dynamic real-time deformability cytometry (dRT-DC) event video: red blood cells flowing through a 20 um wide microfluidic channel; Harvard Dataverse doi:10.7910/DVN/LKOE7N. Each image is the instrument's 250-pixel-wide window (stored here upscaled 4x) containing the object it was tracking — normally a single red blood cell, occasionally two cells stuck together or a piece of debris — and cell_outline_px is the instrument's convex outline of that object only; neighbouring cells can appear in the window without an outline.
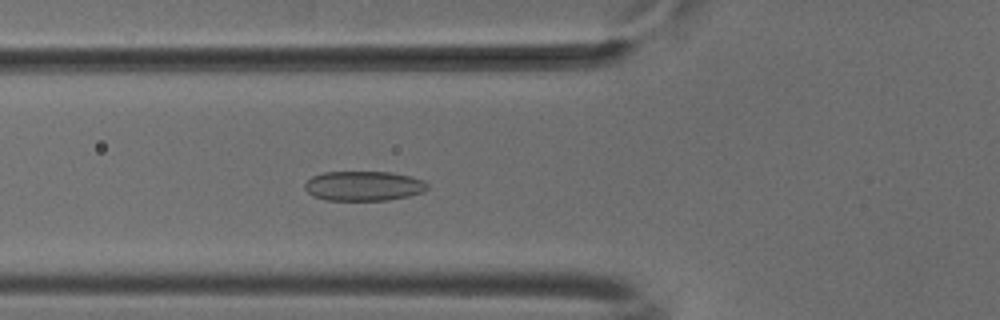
{"species": "common noctule bat (a hibernating species)", "species_latin": "Nyctalus noctula", "temperature_condition": "cold", "stored_images_in_passage": 31, "camera_frame_rate_fps": 3000, "um_per_image_px": 0.085, "animal": {"sex": "male", "body_mass_g": 18.8}, "frame": {"image": 1, "passage_image": 18, "time_ms": 5.667, "image_size_px": [1000, 320], "cell_outline_px": [[428, 188], [424, 192], [408, 196], [388, 200], [328, 200], [312, 196], [304, 188], [304, 184], [312, 176], [324, 172], [392, 172], [412, 176], [424, 180], [428, 184]], "centroid_in_image_um": [30.93, 15.8], "position_along_channel_um": 94.9, "area_um2": 21.39}}
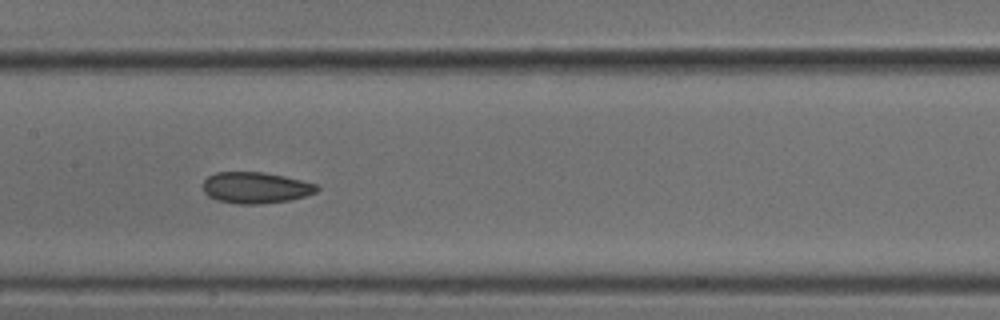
{"frame": {"image": 2, "passage_image": 25, "time_ms": 8.0, "image_size_px": [1000, 320], "cell_outline_px": [[320, 188], [316, 192], [304, 196], [288, 200], [256, 204], [236, 204], [216, 200], [208, 196], [204, 192], [204, 180], [208, 176], [216, 172], [264, 172], [284, 176], [316, 184]], "centroid_in_image_um": [21.7, 15.95], "position_along_channel_um": 185.7, "area_um2": 20.63}}
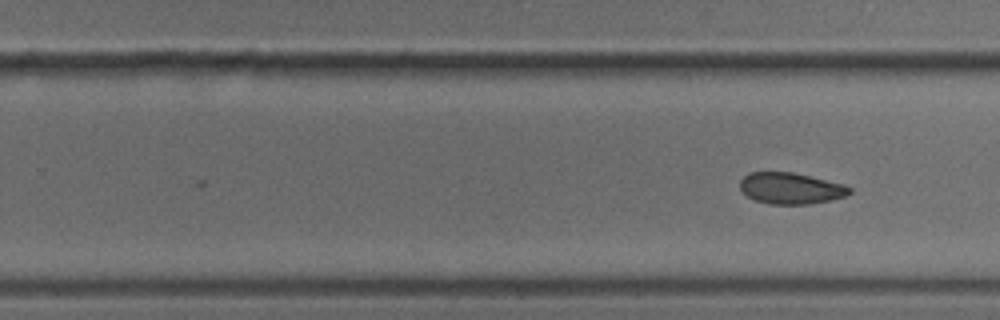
{"frame": {"image": 3, "passage_image": 31, "time_ms": 10.0, "image_size_px": [1000, 320], "cell_outline_px": [[852, 192], [844, 196], [828, 200], [808, 204], [768, 204], [756, 200], [748, 196], [740, 188], [740, 180], [748, 172], [792, 172], [844, 184], [852, 188]], "centroid_in_image_um": [67.2, 16.0], "position_along_channel_um": 262.6, "area_um2": 19.83}}